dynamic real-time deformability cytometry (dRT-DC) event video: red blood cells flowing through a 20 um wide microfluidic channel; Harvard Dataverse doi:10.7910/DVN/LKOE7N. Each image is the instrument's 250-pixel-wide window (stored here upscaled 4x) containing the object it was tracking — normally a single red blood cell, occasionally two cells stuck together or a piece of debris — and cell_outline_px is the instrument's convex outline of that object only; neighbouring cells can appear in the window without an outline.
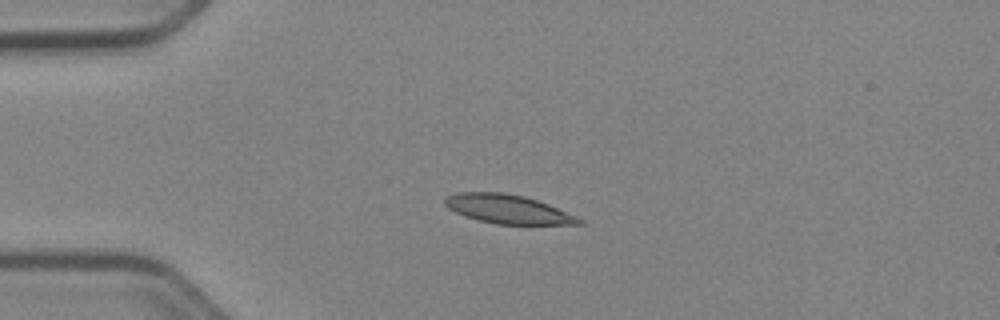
{"species": "Egyptian fruit bat (a non-hibernating species)", "species_latin": "Rousettus aegyptiacus", "temperature_condition": "cold", "stored_images_in_passage": 40, "camera_frame_rate_fps": 3000, "um_per_image_px": 0.085, "animal": {"sex": "female"}, "frame": {"image": 1, "passage_image": 1, "time_ms": 0.0, "image_size_px": [1000, 320], "cell_outline_px": [[584, 224], [496, 224], [480, 220], [456, 212], [448, 208], [444, 204], [444, 200], [448, 196], [456, 192], [504, 192], [524, 196], [548, 204], [576, 216], [584, 220]], "centroid_in_image_um": [43.17, 17.77], "position_along_channel_um": 41.8, "area_um2": 22.31}}
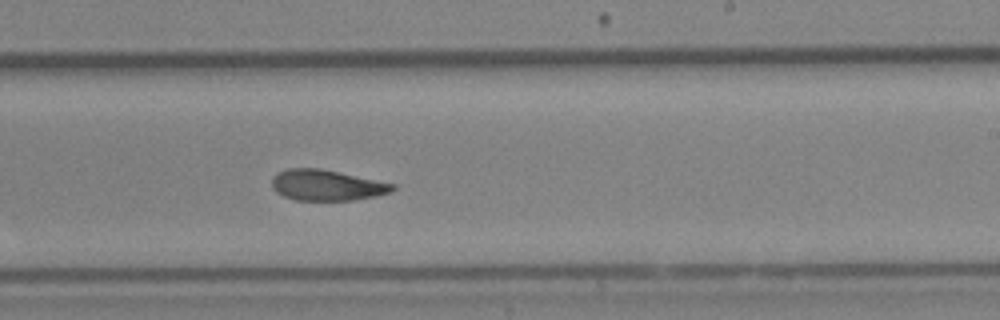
{"frame": {"image": 2, "passage_image": 20, "time_ms": 6.333, "image_size_px": [1000, 320], "cell_outline_px": [[396, 188], [388, 192], [376, 196], [352, 200], [296, 200], [284, 196], [276, 192], [272, 188], [272, 176], [288, 168], [320, 168], [396, 184]], "centroid_in_image_um": [27.75, 15.74], "position_along_channel_um": 261.2, "area_um2": 21.56}}
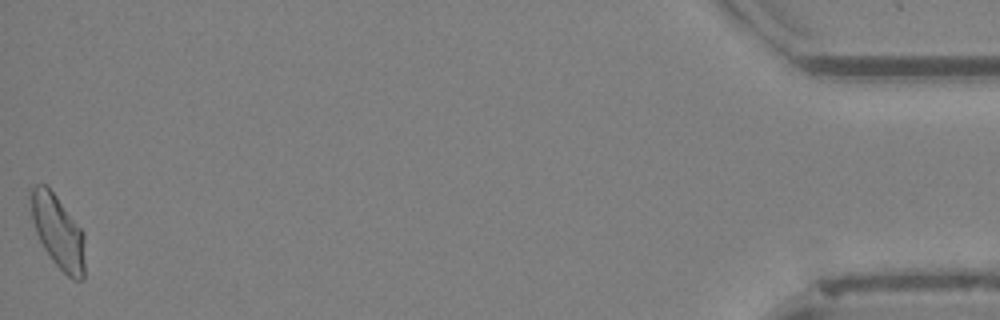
{"frame": {"image": 3, "passage_image": 40, "time_ms": 13.0, "image_size_px": [1000, 320], "cell_outline_px": [[84, 280], [72, 280], [52, 260], [44, 248], [36, 232], [32, 216], [32, 188], [36, 184], [44, 184], [56, 196], [84, 232]], "centroid_in_image_um": [4.97, 19.75], "position_along_channel_um": 430.2, "area_um2": 22.54}, "authors_computed_cell_mechanics": {"area_um2": 22.5709, "velocity_mm_per_s": 3.9266, "shape_relaxation_time_tau1_ms": 4.6856, "shape_relaxation_time_tau2_ms": 4.9486, "deformation_change_tau1": 0.1316, "deformation_change_tau2": 0.0942}}